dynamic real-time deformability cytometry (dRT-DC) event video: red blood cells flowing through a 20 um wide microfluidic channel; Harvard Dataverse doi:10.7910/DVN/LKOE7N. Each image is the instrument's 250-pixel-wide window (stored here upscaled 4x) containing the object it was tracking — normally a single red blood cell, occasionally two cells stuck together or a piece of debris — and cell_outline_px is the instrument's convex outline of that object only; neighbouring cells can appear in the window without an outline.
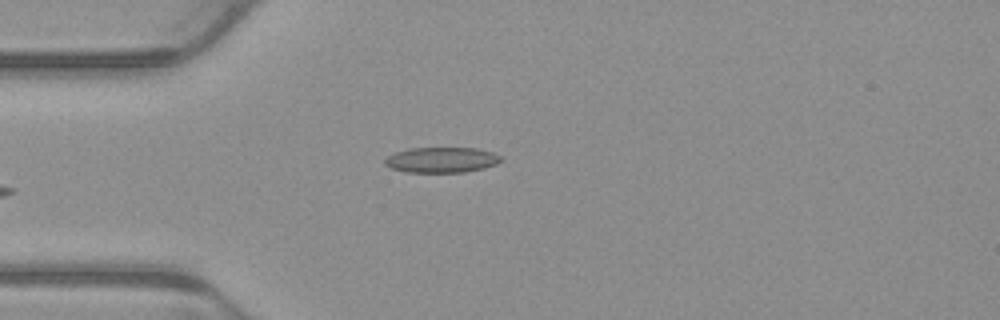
{"species": "common noctule bat (a hibernating species)", "species_latin": "Nyctalus noctula", "temperature_condition": "warm", "stored_images_in_passage": 4, "camera_frame_rate_fps": 3000, "um_per_image_px": 0.085, "animal": {"sex": "male", "body_mass_g": 23.1, "forearm_length_mm": 52.7}, "frame": {"image": 1, "passage_image": 4, "time_ms": 1.0, "image_size_px": [1000, 320], "cell_outline_px": [[504, 160], [496, 164], [484, 168], [464, 172], [408, 172], [392, 168], [384, 164], [384, 160], [388, 156], [396, 152], [408, 148], [476, 148], [492, 152], [500, 156]], "centroid_in_image_um": [37.55, 13.59], "position_along_channel_um": 47.4, "area_um2": 17.17}}